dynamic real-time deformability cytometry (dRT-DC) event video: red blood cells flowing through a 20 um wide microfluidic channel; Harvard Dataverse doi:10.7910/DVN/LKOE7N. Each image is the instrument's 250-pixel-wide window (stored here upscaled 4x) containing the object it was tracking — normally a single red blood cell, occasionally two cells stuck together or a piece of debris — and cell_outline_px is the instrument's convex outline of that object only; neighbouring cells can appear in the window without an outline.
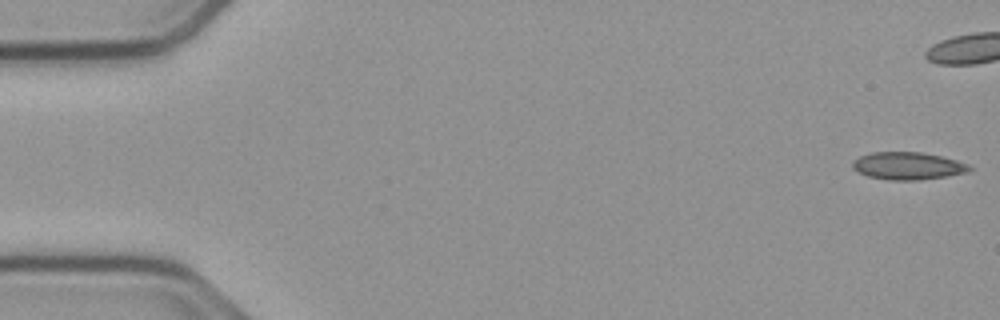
{"species": "common noctule bat (a hibernating species)", "species_latin": "Nyctalus noctula", "temperature_condition": "cold", "stored_images_in_passage": 43, "camera_frame_rate_fps": 3000, "um_per_image_px": 0.085, "animal": {"sex": "male", "body_mass_g": 23.1, "forearm_length_mm": 52.7}, "frame": {"image": 1, "passage_image": 1, "time_ms": 0.0, "image_size_px": [1000, 320], "cell_outline_px": [[972, 168], [968, 172], [944, 176], [916, 180], [888, 180], [868, 176], [852, 168], [852, 160], [860, 156], [872, 152], [920, 152], [940, 156], [956, 160], [968, 164]], "centroid_in_image_um": [77.13, 14.09], "position_along_channel_um": 7.9, "area_um2": 18.55}}
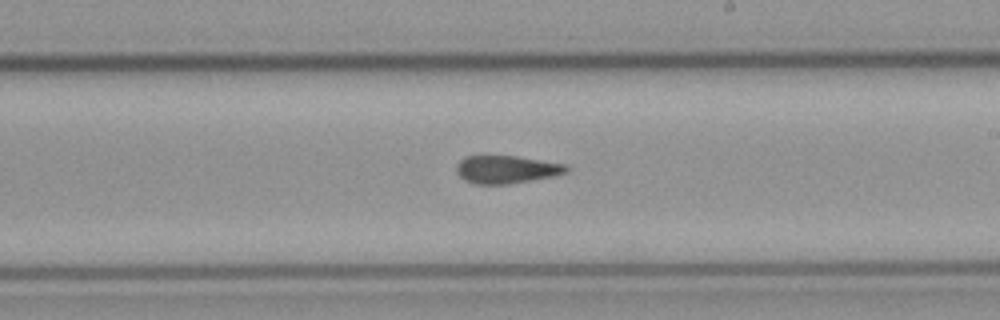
{"frame": {"image": 2, "passage_image": 31, "time_ms": 10.0, "image_size_px": [1000, 320], "cell_outline_px": [[568, 172], [552, 176], [532, 180], [508, 184], [472, 184], [464, 180], [456, 172], [456, 164], [464, 156], [516, 156], [568, 164]], "centroid_in_image_um": [43.03, 14.4], "position_along_channel_um": 246.0, "area_um2": 17.98}}
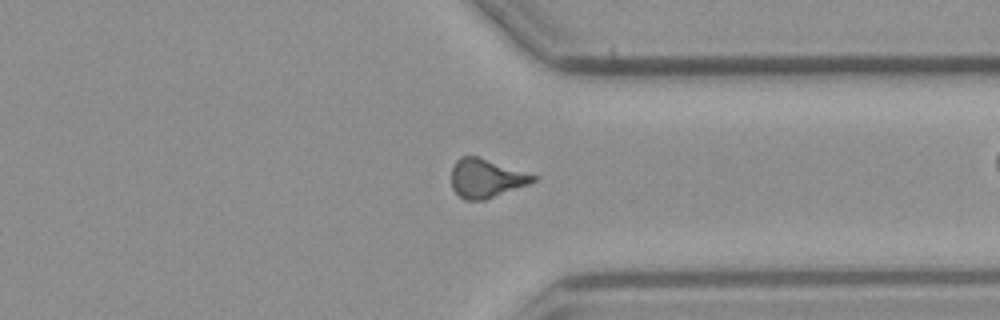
{"frame": {"image": 3, "passage_image": 41, "time_ms": 13.333, "image_size_px": [1000, 320], "cell_outline_px": [[540, 176], [536, 180], [528, 184], [484, 200], [464, 200], [452, 188], [452, 168], [456, 160], [460, 156], [476, 156]], "centroid_in_image_um": [41.32, 15.15], "position_along_channel_um": 370.1, "area_um2": 18.32}}